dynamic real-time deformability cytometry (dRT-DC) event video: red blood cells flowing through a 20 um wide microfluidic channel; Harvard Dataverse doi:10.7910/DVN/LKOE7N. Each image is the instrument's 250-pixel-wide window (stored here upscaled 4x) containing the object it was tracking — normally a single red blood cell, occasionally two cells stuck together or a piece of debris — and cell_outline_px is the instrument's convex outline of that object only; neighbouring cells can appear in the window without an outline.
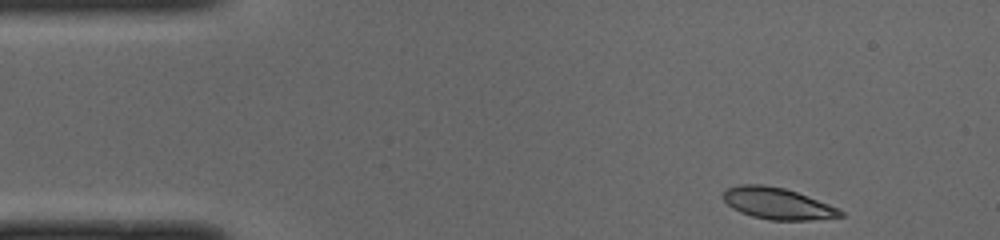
{"species": "common noctule bat (a hibernating species)", "species_latin": "Nyctalus noctula", "temperature_condition": "cold", "stored_images_in_passage": 45, "camera_frame_rate_fps": 3000, "um_per_image_px": 0.085, "animal": {"sex": "male", "body_mass_g": 19.0, "forearm_length_mm": 50.8}, "frame": {"image": 1, "passage_image": 1, "time_ms": 0.0, "image_size_px": [1000, 240], "cell_outline_px": [[844, 216], [808, 220], [768, 220], [752, 216], [740, 212], [732, 208], [720, 196], [728, 188], [740, 184], [764, 184], [784, 188], [796, 192], [828, 204], [844, 212]], "centroid_in_image_um": [66.04, 17.29], "position_along_channel_um": 19.0, "area_um2": 21.39}}
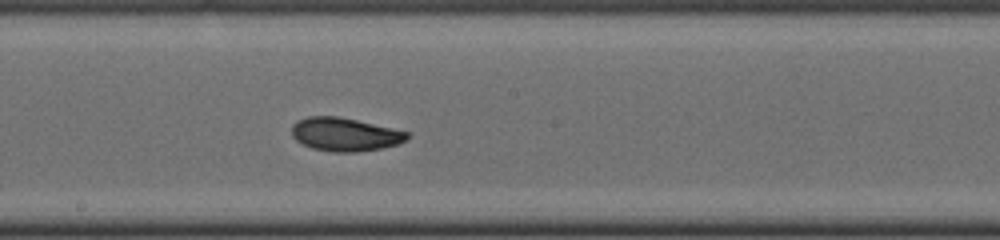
{"frame": {"image": 2, "passage_image": 22, "time_ms": 7.0, "image_size_px": [1000, 240], "cell_outline_px": [[412, 132], [400, 144], [380, 148], [356, 152], [332, 152], [312, 148], [296, 140], [292, 136], [292, 124], [296, 120], [308, 116], [340, 116]], "centroid_in_image_um": [29.32, 11.41], "position_along_channel_um": 218.9, "area_um2": 22.66}}
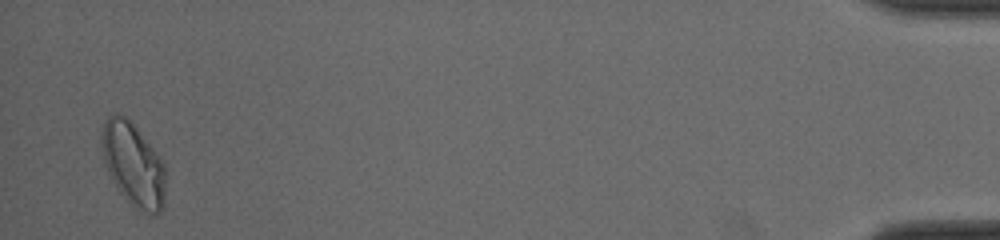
{"frame": {"image": 3, "passage_image": 44, "time_ms": 14.333, "image_size_px": [1000, 240], "cell_outline_px": [[164, 208], [160, 212], [152, 216], [136, 212], [120, 192], [112, 180], [108, 172], [100, 148], [100, 132], [104, 120], [112, 112], [124, 116], [136, 128], [152, 148], [164, 164]], "centroid_in_image_um": [11.29, 14.03], "position_along_channel_um": 423.9, "area_um2": 31.33}, "authors_computed_cell_mechanics": {"area_um2": 22.542, "velocity_mm_per_s": 3.999, "shape_relaxation_time_tau1_ms": 3.7216, "shape_relaxation_time_tau2_ms": 1.8414, "deformation_change_tau1": 0.1436, "deformation_change_tau2": 0.0531}}